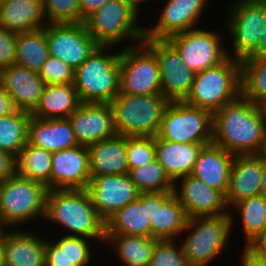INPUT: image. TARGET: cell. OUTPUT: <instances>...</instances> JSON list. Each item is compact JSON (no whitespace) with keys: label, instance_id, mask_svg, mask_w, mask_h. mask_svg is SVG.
I'll return each instance as SVG.
<instances>
[{"label":"cell","instance_id":"cell-1","mask_svg":"<svg viewBox=\"0 0 266 266\" xmlns=\"http://www.w3.org/2000/svg\"><path fill=\"white\" fill-rule=\"evenodd\" d=\"M212 142L234 155L264 154L266 107L240 94L213 113Z\"/></svg>","mask_w":266,"mask_h":266},{"label":"cell","instance_id":"cell-2","mask_svg":"<svg viewBox=\"0 0 266 266\" xmlns=\"http://www.w3.org/2000/svg\"><path fill=\"white\" fill-rule=\"evenodd\" d=\"M43 220L67 228V236L105 244V220L95 210L86 189L48 190Z\"/></svg>","mask_w":266,"mask_h":266},{"label":"cell","instance_id":"cell-3","mask_svg":"<svg viewBox=\"0 0 266 266\" xmlns=\"http://www.w3.org/2000/svg\"><path fill=\"white\" fill-rule=\"evenodd\" d=\"M99 45L74 73V87L81 102L111 103L120 90V51Z\"/></svg>","mask_w":266,"mask_h":266},{"label":"cell","instance_id":"cell-4","mask_svg":"<svg viewBox=\"0 0 266 266\" xmlns=\"http://www.w3.org/2000/svg\"><path fill=\"white\" fill-rule=\"evenodd\" d=\"M241 61L228 57L221 64L196 73L185 103L214 113L241 94Z\"/></svg>","mask_w":266,"mask_h":266},{"label":"cell","instance_id":"cell-5","mask_svg":"<svg viewBox=\"0 0 266 266\" xmlns=\"http://www.w3.org/2000/svg\"><path fill=\"white\" fill-rule=\"evenodd\" d=\"M140 11L127 0H110L84 20L87 32L102 46H120L127 39L139 44L144 27L137 23Z\"/></svg>","mask_w":266,"mask_h":266},{"label":"cell","instance_id":"cell-6","mask_svg":"<svg viewBox=\"0 0 266 266\" xmlns=\"http://www.w3.org/2000/svg\"><path fill=\"white\" fill-rule=\"evenodd\" d=\"M169 100L163 94H118L110 103L118 135L153 136L159 131Z\"/></svg>","mask_w":266,"mask_h":266},{"label":"cell","instance_id":"cell-7","mask_svg":"<svg viewBox=\"0 0 266 266\" xmlns=\"http://www.w3.org/2000/svg\"><path fill=\"white\" fill-rule=\"evenodd\" d=\"M189 218L182 248L190 266H207L229 247L234 214ZM228 244V245H227Z\"/></svg>","mask_w":266,"mask_h":266},{"label":"cell","instance_id":"cell-8","mask_svg":"<svg viewBox=\"0 0 266 266\" xmlns=\"http://www.w3.org/2000/svg\"><path fill=\"white\" fill-rule=\"evenodd\" d=\"M47 187L13 174L0 183V220L9 227L45 217Z\"/></svg>","mask_w":266,"mask_h":266},{"label":"cell","instance_id":"cell-9","mask_svg":"<svg viewBox=\"0 0 266 266\" xmlns=\"http://www.w3.org/2000/svg\"><path fill=\"white\" fill-rule=\"evenodd\" d=\"M156 136L165 141L208 145L213 137V113L184 101L169 102Z\"/></svg>","mask_w":266,"mask_h":266},{"label":"cell","instance_id":"cell-10","mask_svg":"<svg viewBox=\"0 0 266 266\" xmlns=\"http://www.w3.org/2000/svg\"><path fill=\"white\" fill-rule=\"evenodd\" d=\"M120 49V94H162L155 53L142 41ZM139 45V46H137Z\"/></svg>","mask_w":266,"mask_h":266},{"label":"cell","instance_id":"cell-11","mask_svg":"<svg viewBox=\"0 0 266 266\" xmlns=\"http://www.w3.org/2000/svg\"><path fill=\"white\" fill-rule=\"evenodd\" d=\"M234 2L228 8L227 17L229 19L227 30L232 36L234 52L229 51L228 56L241 61L257 49L259 38L266 25V4L256 0Z\"/></svg>","mask_w":266,"mask_h":266},{"label":"cell","instance_id":"cell-12","mask_svg":"<svg viewBox=\"0 0 266 266\" xmlns=\"http://www.w3.org/2000/svg\"><path fill=\"white\" fill-rule=\"evenodd\" d=\"M219 32L193 28L170 36L167 40L180 53L192 72L199 73L224 62L229 56Z\"/></svg>","mask_w":266,"mask_h":266},{"label":"cell","instance_id":"cell-13","mask_svg":"<svg viewBox=\"0 0 266 266\" xmlns=\"http://www.w3.org/2000/svg\"><path fill=\"white\" fill-rule=\"evenodd\" d=\"M143 42L155 53L160 72L162 94L170 101H184L193 85L195 73L183 62L180 53L167 39Z\"/></svg>","mask_w":266,"mask_h":266},{"label":"cell","instance_id":"cell-14","mask_svg":"<svg viewBox=\"0 0 266 266\" xmlns=\"http://www.w3.org/2000/svg\"><path fill=\"white\" fill-rule=\"evenodd\" d=\"M46 39L49 55L78 68L99 46L84 23H48Z\"/></svg>","mask_w":266,"mask_h":266},{"label":"cell","instance_id":"cell-15","mask_svg":"<svg viewBox=\"0 0 266 266\" xmlns=\"http://www.w3.org/2000/svg\"><path fill=\"white\" fill-rule=\"evenodd\" d=\"M86 190L95 210L104 220L141 194L129 174L92 177Z\"/></svg>","mask_w":266,"mask_h":266},{"label":"cell","instance_id":"cell-16","mask_svg":"<svg viewBox=\"0 0 266 266\" xmlns=\"http://www.w3.org/2000/svg\"><path fill=\"white\" fill-rule=\"evenodd\" d=\"M181 180V188L174 184L173 194L185 209L189 218L220 216L229 214L225 195L206 185L203 181L192 175L177 179Z\"/></svg>","mask_w":266,"mask_h":266},{"label":"cell","instance_id":"cell-17","mask_svg":"<svg viewBox=\"0 0 266 266\" xmlns=\"http://www.w3.org/2000/svg\"><path fill=\"white\" fill-rule=\"evenodd\" d=\"M68 119L79 145L89 146L117 135L110 103L81 102Z\"/></svg>","mask_w":266,"mask_h":266},{"label":"cell","instance_id":"cell-18","mask_svg":"<svg viewBox=\"0 0 266 266\" xmlns=\"http://www.w3.org/2000/svg\"><path fill=\"white\" fill-rule=\"evenodd\" d=\"M159 20L152 27L144 26L148 39H168L170 36L197 28L208 0H166Z\"/></svg>","mask_w":266,"mask_h":266},{"label":"cell","instance_id":"cell-19","mask_svg":"<svg viewBox=\"0 0 266 266\" xmlns=\"http://www.w3.org/2000/svg\"><path fill=\"white\" fill-rule=\"evenodd\" d=\"M51 165L50 190L87 188L91 179L87 146L54 151Z\"/></svg>","mask_w":266,"mask_h":266},{"label":"cell","instance_id":"cell-20","mask_svg":"<svg viewBox=\"0 0 266 266\" xmlns=\"http://www.w3.org/2000/svg\"><path fill=\"white\" fill-rule=\"evenodd\" d=\"M0 85L10 95L17 110L32 114L46 87L39 73L12 64L0 71Z\"/></svg>","mask_w":266,"mask_h":266},{"label":"cell","instance_id":"cell-21","mask_svg":"<svg viewBox=\"0 0 266 266\" xmlns=\"http://www.w3.org/2000/svg\"><path fill=\"white\" fill-rule=\"evenodd\" d=\"M263 154L235 155L225 199L230 209L243 199L260 195Z\"/></svg>","mask_w":266,"mask_h":266},{"label":"cell","instance_id":"cell-22","mask_svg":"<svg viewBox=\"0 0 266 266\" xmlns=\"http://www.w3.org/2000/svg\"><path fill=\"white\" fill-rule=\"evenodd\" d=\"M188 215L173 191L151 193V237L174 239L185 230Z\"/></svg>","mask_w":266,"mask_h":266},{"label":"cell","instance_id":"cell-23","mask_svg":"<svg viewBox=\"0 0 266 266\" xmlns=\"http://www.w3.org/2000/svg\"><path fill=\"white\" fill-rule=\"evenodd\" d=\"M151 193L139 197L105 220V235L151 237Z\"/></svg>","mask_w":266,"mask_h":266},{"label":"cell","instance_id":"cell-24","mask_svg":"<svg viewBox=\"0 0 266 266\" xmlns=\"http://www.w3.org/2000/svg\"><path fill=\"white\" fill-rule=\"evenodd\" d=\"M234 156L213 142L204 145L190 175L225 195Z\"/></svg>","mask_w":266,"mask_h":266},{"label":"cell","instance_id":"cell-25","mask_svg":"<svg viewBox=\"0 0 266 266\" xmlns=\"http://www.w3.org/2000/svg\"><path fill=\"white\" fill-rule=\"evenodd\" d=\"M27 143L51 152L79 145L68 118L41 119L33 116L28 123Z\"/></svg>","mask_w":266,"mask_h":266},{"label":"cell","instance_id":"cell-26","mask_svg":"<svg viewBox=\"0 0 266 266\" xmlns=\"http://www.w3.org/2000/svg\"><path fill=\"white\" fill-rule=\"evenodd\" d=\"M90 177L129 173L126 136L115 135L87 146Z\"/></svg>","mask_w":266,"mask_h":266},{"label":"cell","instance_id":"cell-27","mask_svg":"<svg viewBox=\"0 0 266 266\" xmlns=\"http://www.w3.org/2000/svg\"><path fill=\"white\" fill-rule=\"evenodd\" d=\"M27 230L7 231L4 244V266H45L46 238Z\"/></svg>","mask_w":266,"mask_h":266},{"label":"cell","instance_id":"cell-28","mask_svg":"<svg viewBox=\"0 0 266 266\" xmlns=\"http://www.w3.org/2000/svg\"><path fill=\"white\" fill-rule=\"evenodd\" d=\"M48 24L43 0H0V27L16 33L43 29Z\"/></svg>","mask_w":266,"mask_h":266},{"label":"cell","instance_id":"cell-29","mask_svg":"<svg viewBox=\"0 0 266 266\" xmlns=\"http://www.w3.org/2000/svg\"><path fill=\"white\" fill-rule=\"evenodd\" d=\"M203 146L204 144L165 141L155 136L156 160L175 182L191 174Z\"/></svg>","mask_w":266,"mask_h":266},{"label":"cell","instance_id":"cell-30","mask_svg":"<svg viewBox=\"0 0 266 266\" xmlns=\"http://www.w3.org/2000/svg\"><path fill=\"white\" fill-rule=\"evenodd\" d=\"M45 242V266H87L92 259L91 239L63 235Z\"/></svg>","mask_w":266,"mask_h":266},{"label":"cell","instance_id":"cell-31","mask_svg":"<svg viewBox=\"0 0 266 266\" xmlns=\"http://www.w3.org/2000/svg\"><path fill=\"white\" fill-rule=\"evenodd\" d=\"M80 104L73 84H49L31 116L41 119L68 118Z\"/></svg>","mask_w":266,"mask_h":266},{"label":"cell","instance_id":"cell-32","mask_svg":"<svg viewBox=\"0 0 266 266\" xmlns=\"http://www.w3.org/2000/svg\"><path fill=\"white\" fill-rule=\"evenodd\" d=\"M52 153L27 143L14 158V174L40 182L50 190Z\"/></svg>","mask_w":266,"mask_h":266},{"label":"cell","instance_id":"cell-33","mask_svg":"<svg viewBox=\"0 0 266 266\" xmlns=\"http://www.w3.org/2000/svg\"><path fill=\"white\" fill-rule=\"evenodd\" d=\"M156 238L133 235H106L105 244H113L119 260L125 266H149Z\"/></svg>","mask_w":266,"mask_h":266},{"label":"cell","instance_id":"cell-34","mask_svg":"<svg viewBox=\"0 0 266 266\" xmlns=\"http://www.w3.org/2000/svg\"><path fill=\"white\" fill-rule=\"evenodd\" d=\"M48 56L46 26L35 31L17 33L15 64L39 73Z\"/></svg>","mask_w":266,"mask_h":266},{"label":"cell","instance_id":"cell-35","mask_svg":"<svg viewBox=\"0 0 266 266\" xmlns=\"http://www.w3.org/2000/svg\"><path fill=\"white\" fill-rule=\"evenodd\" d=\"M241 95L266 107V56L241 60Z\"/></svg>","mask_w":266,"mask_h":266},{"label":"cell","instance_id":"cell-36","mask_svg":"<svg viewBox=\"0 0 266 266\" xmlns=\"http://www.w3.org/2000/svg\"><path fill=\"white\" fill-rule=\"evenodd\" d=\"M31 114L16 110L10 115L0 117V151L14 158L27 144L28 123Z\"/></svg>","mask_w":266,"mask_h":266},{"label":"cell","instance_id":"cell-37","mask_svg":"<svg viewBox=\"0 0 266 266\" xmlns=\"http://www.w3.org/2000/svg\"><path fill=\"white\" fill-rule=\"evenodd\" d=\"M237 210L241 225L243 226V235L245 237V246L262 232L266 226V199L262 195L252 196L241 200L230 209Z\"/></svg>","mask_w":266,"mask_h":266},{"label":"cell","instance_id":"cell-38","mask_svg":"<svg viewBox=\"0 0 266 266\" xmlns=\"http://www.w3.org/2000/svg\"><path fill=\"white\" fill-rule=\"evenodd\" d=\"M128 174L141 194L161 193L174 189L175 183L156 159L131 169Z\"/></svg>","mask_w":266,"mask_h":266},{"label":"cell","instance_id":"cell-39","mask_svg":"<svg viewBox=\"0 0 266 266\" xmlns=\"http://www.w3.org/2000/svg\"><path fill=\"white\" fill-rule=\"evenodd\" d=\"M126 154L129 171L156 159L155 137L126 136Z\"/></svg>","mask_w":266,"mask_h":266},{"label":"cell","instance_id":"cell-40","mask_svg":"<svg viewBox=\"0 0 266 266\" xmlns=\"http://www.w3.org/2000/svg\"><path fill=\"white\" fill-rule=\"evenodd\" d=\"M48 23H80L79 0H43Z\"/></svg>","mask_w":266,"mask_h":266},{"label":"cell","instance_id":"cell-41","mask_svg":"<svg viewBox=\"0 0 266 266\" xmlns=\"http://www.w3.org/2000/svg\"><path fill=\"white\" fill-rule=\"evenodd\" d=\"M174 241L157 240L149 266H190L182 245L177 246Z\"/></svg>","mask_w":266,"mask_h":266},{"label":"cell","instance_id":"cell-42","mask_svg":"<svg viewBox=\"0 0 266 266\" xmlns=\"http://www.w3.org/2000/svg\"><path fill=\"white\" fill-rule=\"evenodd\" d=\"M75 69L59 58L48 56L39 76L46 84H73Z\"/></svg>","mask_w":266,"mask_h":266},{"label":"cell","instance_id":"cell-43","mask_svg":"<svg viewBox=\"0 0 266 266\" xmlns=\"http://www.w3.org/2000/svg\"><path fill=\"white\" fill-rule=\"evenodd\" d=\"M17 33L0 27V71L15 63Z\"/></svg>","mask_w":266,"mask_h":266},{"label":"cell","instance_id":"cell-44","mask_svg":"<svg viewBox=\"0 0 266 266\" xmlns=\"http://www.w3.org/2000/svg\"><path fill=\"white\" fill-rule=\"evenodd\" d=\"M244 248L254 257L266 260V226L262 232L244 246Z\"/></svg>","mask_w":266,"mask_h":266},{"label":"cell","instance_id":"cell-45","mask_svg":"<svg viewBox=\"0 0 266 266\" xmlns=\"http://www.w3.org/2000/svg\"><path fill=\"white\" fill-rule=\"evenodd\" d=\"M110 0H79L80 23Z\"/></svg>","mask_w":266,"mask_h":266},{"label":"cell","instance_id":"cell-46","mask_svg":"<svg viewBox=\"0 0 266 266\" xmlns=\"http://www.w3.org/2000/svg\"><path fill=\"white\" fill-rule=\"evenodd\" d=\"M14 174V157L0 151V183Z\"/></svg>","mask_w":266,"mask_h":266},{"label":"cell","instance_id":"cell-47","mask_svg":"<svg viewBox=\"0 0 266 266\" xmlns=\"http://www.w3.org/2000/svg\"><path fill=\"white\" fill-rule=\"evenodd\" d=\"M16 110L12 98L0 85V117L10 115Z\"/></svg>","mask_w":266,"mask_h":266},{"label":"cell","instance_id":"cell-48","mask_svg":"<svg viewBox=\"0 0 266 266\" xmlns=\"http://www.w3.org/2000/svg\"><path fill=\"white\" fill-rule=\"evenodd\" d=\"M242 254L241 266H266V260L254 257L245 248Z\"/></svg>","mask_w":266,"mask_h":266},{"label":"cell","instance_id":"cell-49","mask_svg":"<svg viewBox=\"0 0 266 266\" xmlns=\"http://www.w3.org/2000/svg\"><path fill=\"white\" fill-rule=\"evenodd\" d=\"M266 56V25L259 38L257 49L248 58H259Z\"/></svg>","mask_w":266,"mask_h":266},{"label":"cell","instance_id":"cell-50","mask_svg":"<svg viewBox=\"0 0 266 266\" xmlns=\"http://www.w3.org/2000/svg\"><path fill=\"white\" fill-rule=\"evenodd\" d=\"M260 195H262L266 199V158L264 154H263V174H262Z\"/></svg>","mask_w":266,"mask_h":266},{"label":"cell","instance_id":"cell-51","mask_svg":"<svg viewBox=\"0 0 266 266\" xmlns=\"http://www.w3.org/2000/svg\"><path fill=\"white\" fill-rule=\"evenodd\" d=\"M7 226L0 220V242H5V234L8 230Z\"/></svg>","mask_w":266,"mask_h":266},{"label":"cell","instance_id":"cell-52","mask_svg":"<svg viewBox=\"0 0 266 266\" xmlns=\"http://www.w3.org/2000/svg\"><path fill=\"white\" fill-rule=\"evenodd\" d=\"M4 244L5 242H0V266H4L5 263Z\"/></svg>","mask_w":266,"mask_h":266},{"label":"cell","instance_id":"cell-53","mask_svg":"<svg viewBox=\"0 0 266 266\" xmlns=\"http://www.w3.org/2000/svg\"><path fill=\"white\" fill-rule=\"evenodd\" d=\"M127 1H129V2H131L139 11H140V6H141V3L143 2H145V1H147L148 2V0H127Z\"/></svg>","mask_w":266,"mask_h":266},{"label":"cell","instance_id":"cell-54","mask_svg":"<svg viewBox=\"0 0 266 266\" xmlns=\"http://www.w3.org/2000/svg\"><path fill=\"white\" fill-rule=\"evenodd\" d=\"M256 1L266 4V0H256Z\"/></svg>","mask_w":266,"mask_h":266}]
</instances>
